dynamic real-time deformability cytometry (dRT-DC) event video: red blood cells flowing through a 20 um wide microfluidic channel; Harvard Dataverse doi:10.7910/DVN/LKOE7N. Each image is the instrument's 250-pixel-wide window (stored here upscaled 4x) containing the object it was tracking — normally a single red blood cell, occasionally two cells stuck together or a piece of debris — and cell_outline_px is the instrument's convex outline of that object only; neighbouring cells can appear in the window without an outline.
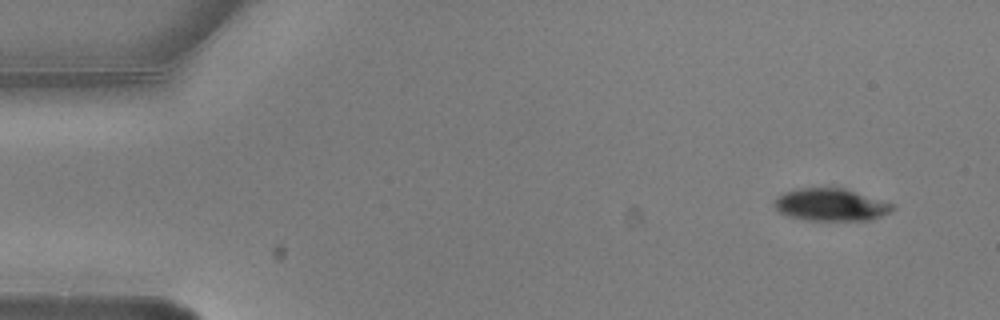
{"species": "common noctule bat (a hibernating species)", "species_latin": "Nyctalus noctula", "temperature_condition": "warm", "stored_images_in_passage": 10, "camera_frame_rate_fps": 3000, "um_per_image_px": 0.085, "animal": {"sex": "male", "body_mass_g": 20.5, "forearm_length_mm": 52.5}, "frame": {"image": 1, "passage_image": 1, "time_ms": 0.0, "image_size_px": [1000, 320], "cell_outline_px": [[896, 208], [880, 216], [868, 220], [808, 220], [788, 216], [780, 212], [772, 204], [776, 196], [784, 192], [796, 188], [832, 184], [896, 204]], "centroid_in_image_um": [70.59, 17.34], "position_along_channel_um": 14.4, "area_um2": 23.12}}
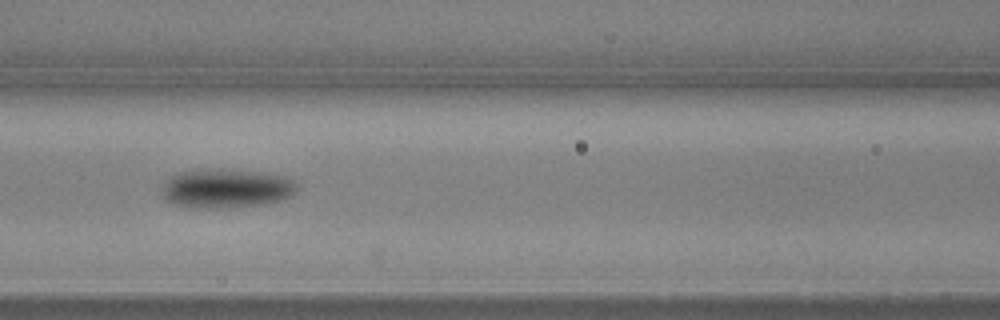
{"frame": {"image": 2, "passage_image": 6, "time_ms": 1.667, "image_size_px": [1000, 320], "cell_outline_px": [[296, 192], [280, 200], [264, 204], [224, 208], [212, 208], [176, 204], [168, 200], [164, 196], [160, 188], [164, 180], [168, 176], [180, 172], [200, 168], [220, 168], [264, 172], [284, 176], [292, 180], [296, 184]], "centroid_in_image_um": [19.2, 15.97], "position_along_channel_um": 147.4, "area_um2": 30.98}}
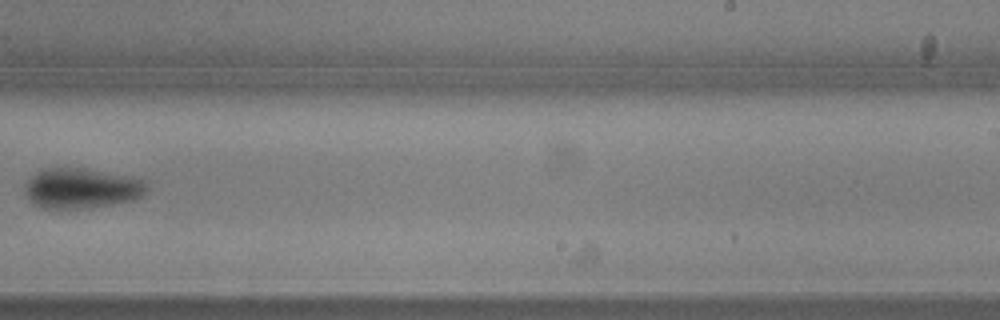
{"frame": {"image": 3, "passage_image": 9, "time_ms": 2.667, "image_size_px": [1000, 320], "cell_outline_px": [[148, 192], [144, 196], [132, 200], [112, 204], [76, 208], [44, 208], [36, 204], [24, 192], [28, 180], [40, 168], [84, 168], [132, 176], [144, 180], [148, 184]], "centroid_in_image_um": [6.99, 15.98], "position_along_channel_um": 282.0, "area_um2": 28.5}}